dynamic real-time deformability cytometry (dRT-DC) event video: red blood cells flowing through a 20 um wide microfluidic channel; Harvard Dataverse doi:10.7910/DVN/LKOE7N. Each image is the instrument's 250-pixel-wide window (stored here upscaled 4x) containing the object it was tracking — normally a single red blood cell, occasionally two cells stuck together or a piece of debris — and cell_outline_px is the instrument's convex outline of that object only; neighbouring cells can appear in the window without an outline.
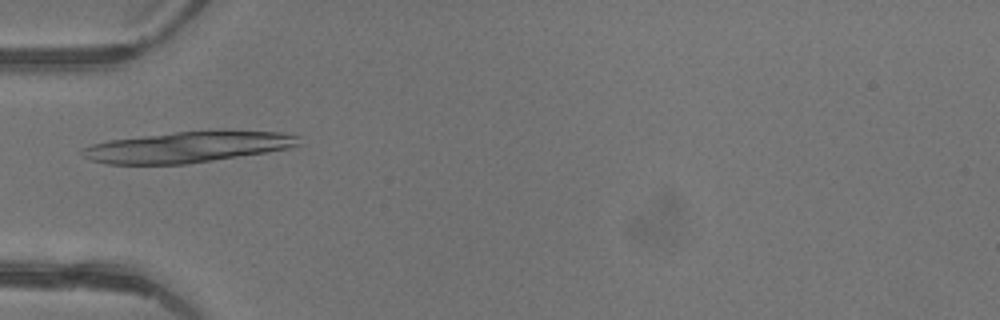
{"species": "common noctule bat (a hibernating species)", "species_latin": "Nyctalus noctula", "temperature_condition": "warm", "stored_images_in_passage": 6, "camera_frame_rate_fps": 3000, "um_per_image_px": 0.085, "animal": {"sex": "female"}, "frame": {"image": 1, "passage_image": 6, "time_ms": 1.667, "image_size_px": [1000, 320], "cell_outline_px": [[300, 144], [288, 148], [264, 152], [212, 160], [184, 164], [108, 164], [92, 160], [84, 156], [80, 152], [84, 148], [92, 144], [108, 140], [176, 132], [220, 128], [280, 132], [300, 136]], "centroid_in_image_um": [16.01, 12.46], "position_along_channel_um": 69.0, "area_um2": 39.36}}